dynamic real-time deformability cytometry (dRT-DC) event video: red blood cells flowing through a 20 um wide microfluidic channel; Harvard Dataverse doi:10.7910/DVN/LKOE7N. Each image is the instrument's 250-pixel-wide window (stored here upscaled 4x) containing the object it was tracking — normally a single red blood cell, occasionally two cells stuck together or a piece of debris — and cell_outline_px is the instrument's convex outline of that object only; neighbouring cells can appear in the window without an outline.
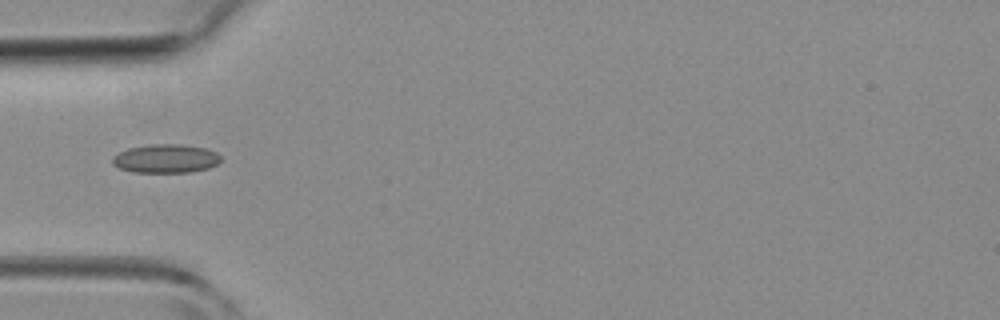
{"species": "common noctule bat (a hibernating species)", "species_latin": "Nyctalus noctula", "temperature_condition": "room temperature", "stored_images_in_passage": 6, "camera_frame_rate_fps": 3000, "um_per_image_px": 0.085, "animal": {"sex": "female", "body_mass_g": 19.3, "forearm_length_mm": 54.1}, "frame": {"image": 1, "passage_image": 5, "time_ms": 4.667, "image_size_px": [1000, 320], "cell_outline_px": [[220, 160], [216, 164], [208, 168], [188, 172], [132, 172], [120, 168], [112, 164], [112, 156], [128, 148], [148, 144], [180, 144], [204, 148], [216, 152], [220, 156]], "centroid_in_image_um": [14.05, 13.47], "position_along_channel_um": 70.9, "area_um2": 18.03}}
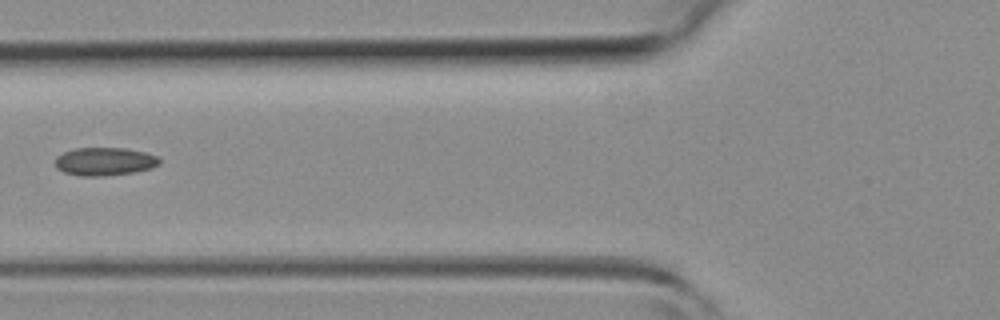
{"frame": {"image": 2, "passage_image": 6, "time_ms": 5.667, "image_size_px": [1000, 320], "cell_outline_px": [[160, 164], [152, 168], [136, 172], [100, 176], [80, 176], [64, 172], [56, 168], [56, 156], [64, 152], [76, 148], [124, 148], [144, 152], [160, 156]], "centroid_in_image_um": [8.92, 13.73], "position_along_channel_um": 116.9, "area_um2": 17.17}}